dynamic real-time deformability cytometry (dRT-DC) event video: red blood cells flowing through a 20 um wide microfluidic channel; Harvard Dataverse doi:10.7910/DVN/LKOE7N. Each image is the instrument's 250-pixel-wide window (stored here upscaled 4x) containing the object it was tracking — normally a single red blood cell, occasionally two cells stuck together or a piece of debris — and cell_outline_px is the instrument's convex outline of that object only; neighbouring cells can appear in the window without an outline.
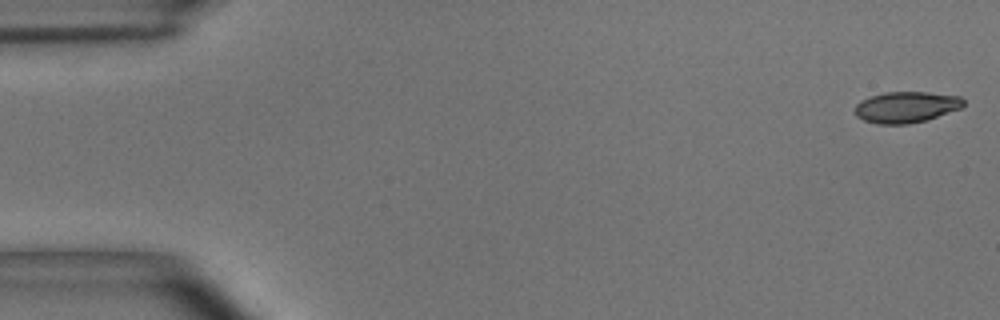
{"species": "common noctule bat (a hibernating species)", "species_latin": "Nyctalus noctula", "temperature_condition": "room temperature", "stored_images_in_passage": 50, "camera_frame_rate_fps": 3000, "um_per_image_px": 0.085, "animal": {"sex": "male", "body_mass_g": 15.6}, "frame": {"image": 1, "passage_image": 1, "time_ms": 0.0, "image_size_px": [1000, 320], "cell_outline_px": [[964, 104], [960, 108], [924, 120], [908, 124], [876, 124], [864, 120], [856, 116], [856, 104], [860, 100], [884, 92], [928, 92], [960, 96], [964, 100]], "centroid_in_image_um": [77.0, 9.09], "position_along_channel_um": 8.0, "area_um2": 19.48}}
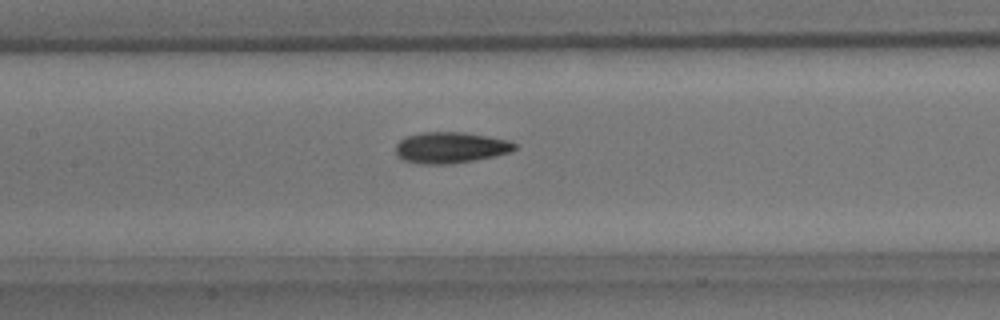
{"frame": {"image": 2, "passage_image": 25, "time_ms": 8.0, "image_size_px": [1000, 320], "cell_outline_px": [[516, 148], [508, 152], [492, 156], [472, 160], [448, 164], [420, 164], [400, 160], [396, 156], [396, 144], [404, 136], [420, 132], [464, 132], [488, 136], [508, 140], [516, 144]], "centroid_in_image_um": [38.21, 12.54], "position_along_channel_um": 169.2, "area_um2": 21.62}}
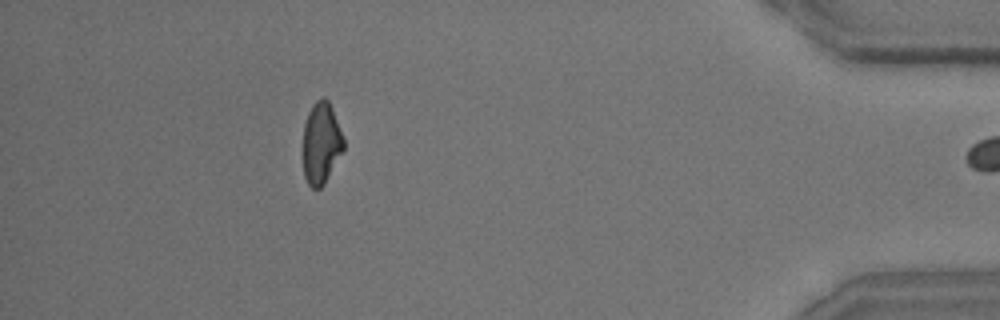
{"frame": {"image": 3, "passage_image": 49, "time_ms": 16.0, "image_size_px": [1000, 320], "cell_outline_px": [[344, 148], [324, 184], [320, 188], [312, 188], [308, 184], [304, 176], [304, 124], [308, 112], [312, 104], [316, 100], [324, 96], [328, 100], [332, 108], [344, 140]], "centroid_in_image_um": [27.3, 12.14], "position_along_channel_um": 407.9, "area_um2": 19.07}}